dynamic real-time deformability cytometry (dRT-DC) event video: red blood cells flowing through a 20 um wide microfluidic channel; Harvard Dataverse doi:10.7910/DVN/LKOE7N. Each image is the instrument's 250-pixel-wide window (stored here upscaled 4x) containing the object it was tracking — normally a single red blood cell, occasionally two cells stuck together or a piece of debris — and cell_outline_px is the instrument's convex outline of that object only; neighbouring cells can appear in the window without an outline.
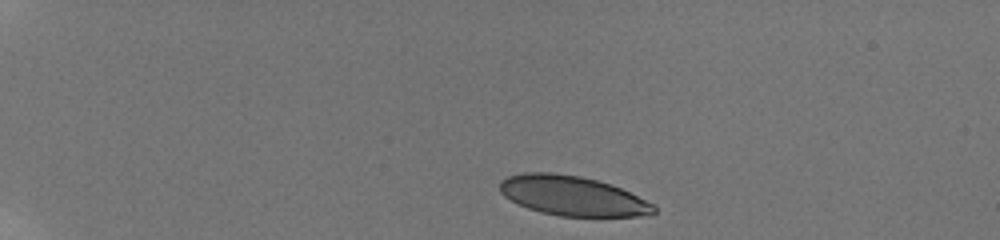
{"species": "human", "species_latin": "Homo sapiens", "temperature_condition": "room temperature", "stored_images_in_passage": 13, "camera_frame_rate_fps": 3000, "um_per_image_px": 0.085, "donor": {"sex": "male"}, "frame": {"image": 1, "passage_image": 1, "time_ms": 0.0, "image_size_px": [1000, 240], "cell_outline_px": [[656, 212], [652, 216], [560, 216], [540, 212], [528, 208], [504, 196], [500, 192], [500, 180], [508, 176], [524, 172], [552, 172], [580, 176], [612, 184], [656, 204]], "centroid_in_image_um": [48.71, 16.64], "position_along_channel_um": 36.3, "area_um2": 35.84}}
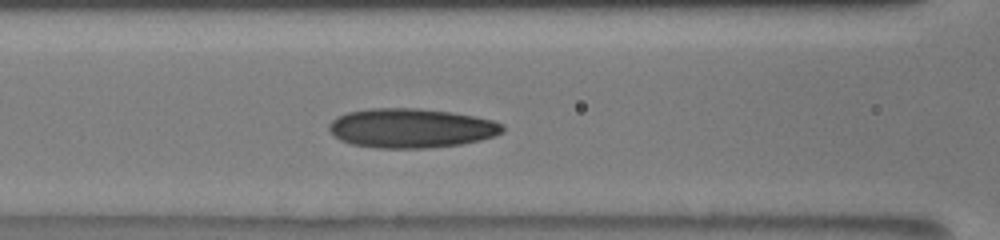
{"frame": {"image": 2, "passage_image": 8, "time_ms": 5.0, "image_size_px": [1000, 240], "cell_outline_px": [[504, 132], [496, 136], [480, 140], [460, 144], [428, 148], [376, 148], [352, 144], [340, 140], [328, 128], [328, 124], [336, 116], [348, 112], [372, 108], [416, 108], [452, 112], [492, 120], [504, 124]], "centroid_in_image_um": [34.96, 10.89], "position_along_channel_um": 131.6, "area_um2": 39.88}}